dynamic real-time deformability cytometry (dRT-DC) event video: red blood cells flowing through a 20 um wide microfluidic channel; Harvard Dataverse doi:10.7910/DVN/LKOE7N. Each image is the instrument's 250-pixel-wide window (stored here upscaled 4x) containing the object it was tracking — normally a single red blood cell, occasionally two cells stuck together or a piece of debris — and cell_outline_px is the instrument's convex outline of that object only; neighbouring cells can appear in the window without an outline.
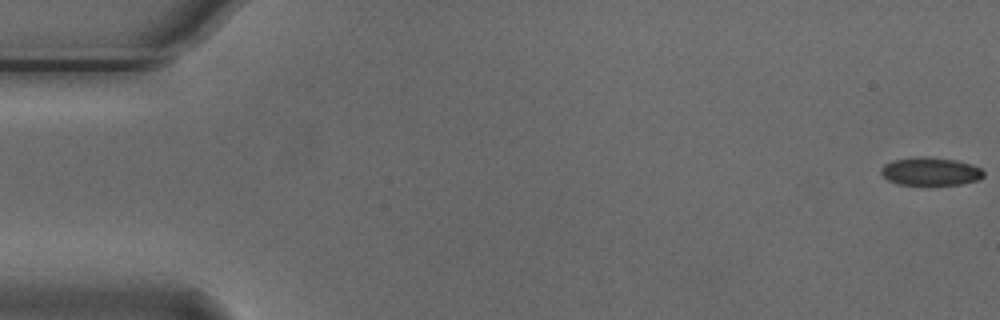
{"species": "Egyptian fruit bat (a non-hibernating species)", "species_latin": "Rousettus aegyptiacus", "temperature_condition": "cold", "stored_images_in_passage": 53, "camera_frame_rate_fps": 3000, "um_per_image_px": 0.085, "animal": {"sex": "male"}, "frame": {"image": 1, "passage_image": 1, "time_ms": 0.0, "image_size_px": [1000, 320], "cell_outline_px": [[984, 176], [980, 180], [960, 184], [896, 184], [888, 180], [880, 172], [880, 168], [884, 164], [896, 160], [916, 156], [924, 156], [956, 160], [972, 164], [980, 168], [984, 172]], "centroid_in_image_um": [79.1, 14.56], "position_along_channel_um": 5.9, "area_um2": 16.76}}
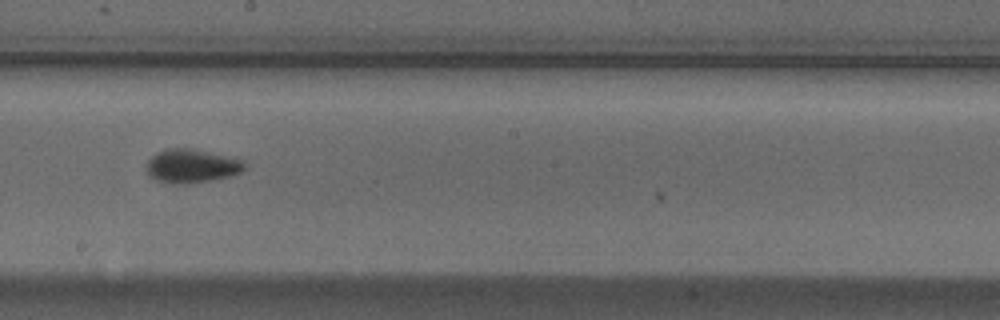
{"frame": {"image": 2, "passage_image": 31, "time_ms": 10.0, "image_size_px": [1000, 320], "cell_outline_px": [[244, 168], [240, 172], [228, 176], [208, 180], [184, 184], [172, 184], [156, 180], [148, 172], [148, 160], [156, 152], [164, 148], [192, 148], [244, 160]], "centroid_in_image_um": [16.26, 14.09], "position_along_channel_um": 231.9, "area_um2": 18.96}}
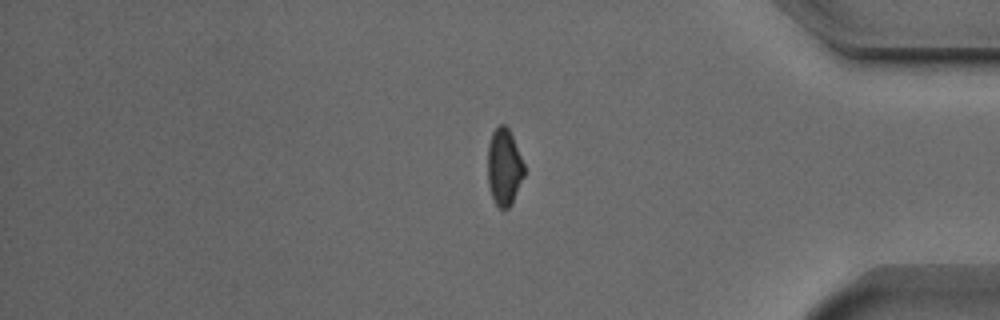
{"frame": {"image": 3, "passage_image": 46, "time_ms": 15.0, "image_size_px": [1000, 320], "cell_outline_px": [[524, 176], [512, 204], [508, 208], [500, 208], [496, 204], [492, 196], [488, 184], [488, 144], [492, 132], [500, 124], [504, 124], [508, 128], [512, 136], [524, 164]], "centroid_in_image_um": [42.85, 14.2], "position_along_channel_um": 392.4, "area_um2": 16.24}, "authors_computed_cell_mechanics": {"area_um2": 17.5712, "velocity_mm_per_s": 3.744, "shape_relaxation_time_tau1_ms": 3.0328, "shape_relaxation_time_tau2_ms": null, "deformation_change_tau1": 0.0757, "deformation_change_tau2": null}}